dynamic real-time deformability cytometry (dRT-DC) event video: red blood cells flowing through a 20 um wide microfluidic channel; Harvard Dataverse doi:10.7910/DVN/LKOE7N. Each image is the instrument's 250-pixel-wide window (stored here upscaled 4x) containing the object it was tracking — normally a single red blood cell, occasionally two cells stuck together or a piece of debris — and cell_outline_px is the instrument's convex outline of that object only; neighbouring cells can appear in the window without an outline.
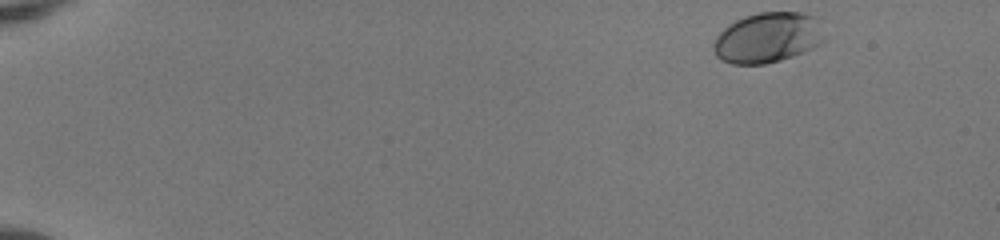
{"species": "human", "species_latin": "Homo sapiens", "temperature_condition": "room temperature", "stored_images_in_passage": 31, "camera_frame_rate_fps": 3000, "um_per_image_px": 0.085, "donor": {"sex": "female"}, "frame": {"image": 1, "passage_image": 1, "time_ms": 0.0, "image_size_px": [1000, 240], "cell_outline_px": [[824, 40], [820, 44], [812, 48], [792, 56], [780, 60], [764, 64], [732, 64], [720, 60], [716, 56], [712, 48], [712, 44], [716, 36], [728, 24], [744, 16], [760, 12], [800, 12], [820, 16], [824, 36]], "centroid_in_image_um": [65.27, 3.18], "position_along_channel_um": 19.7, "area_um2": 33.0}}
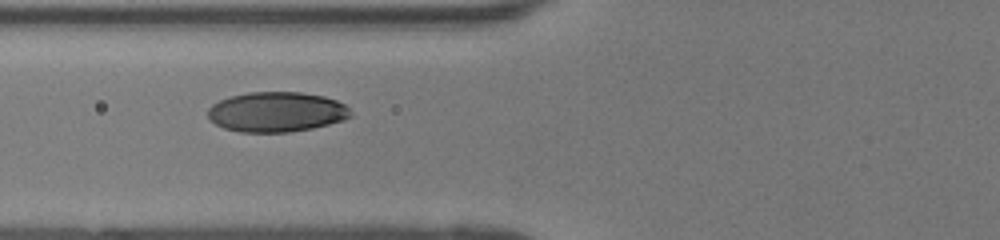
{"frame": {"image": 2, "passage_image": 18, "time_ms": 5.667, "image_size_px": [1000, 240], "cell_outline_px": [[352, 116], [344, 120], [312, 128], [288, 132], [240, 132], [224, 128], [216, 124], [208, 116], [208, 108], [212, 104], [220, 100], [232, 96], [248, 92], [300, 92], [324, 96], [336, 100], [344, 104], [348, 108]], "centroid_in_image_um": [23.51, 9.51], "position_along_channel_um": 102.3, "area_um2": 33.18}}
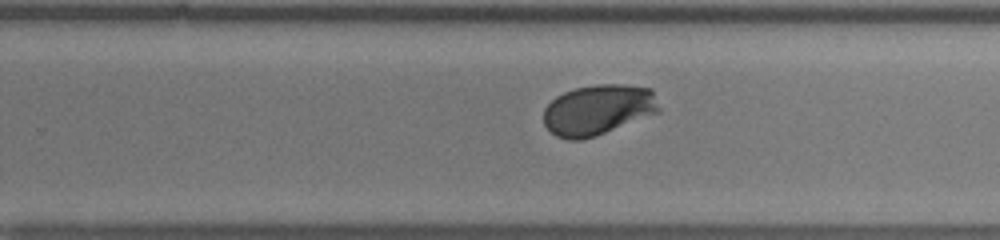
{"frame": {"image": 3, "passage_image": 31, "time_ms": 10.0, "image_size_px": [1000, 240], "cell_outline_px": [[660, 112], [596, 136], [580, 140], [568, 140], [556, 136], [544, 124], [544, 108], [556, 96], [564, 92], [576, 88], [596, 84], [624, 84], [652, 88], [660, 108]], "centroid_in_image_um": [50.85, 9.33], "position_along_channel_um": 278.9, "area_um2": 34.1}}